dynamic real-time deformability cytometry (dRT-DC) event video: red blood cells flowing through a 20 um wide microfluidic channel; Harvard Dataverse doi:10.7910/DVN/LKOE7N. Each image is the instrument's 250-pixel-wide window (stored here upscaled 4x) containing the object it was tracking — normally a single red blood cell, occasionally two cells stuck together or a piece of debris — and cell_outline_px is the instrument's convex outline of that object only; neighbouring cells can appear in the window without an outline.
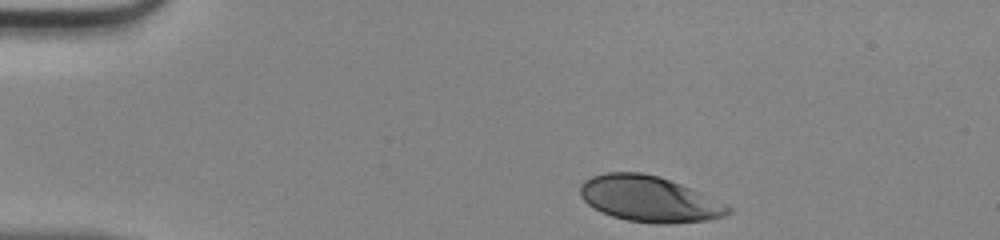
{"species": "human", "species_latin": "Homo sapiens", "temperature_condition": "room temperature", "stored_images_in_passage": 33, "camera_frame_rate_fps": 3000, "um_per_image_px": 0.085, "donor": {"sex": "male"}, "frame": {"image": 1, "passage_image": 1, "time_ms": 0.0, "image_size_px": [1000, 240], "cell_outline_px": [[732, 212], [724, 216], [708, 220], [668, 224], [656, 224], [628, 220], [612, 216], [600, 212], [592, 208], [580, 196], [580, 184], [584, 180], [592, 176], [608, 172], [640, 172], [660, 176], [700, 192], [728, 204], [732, 208]], "centroid_in_image_um": [55.18, 16.91], "position_along_channel_um": 29.8, "area_um2": 39.71}}
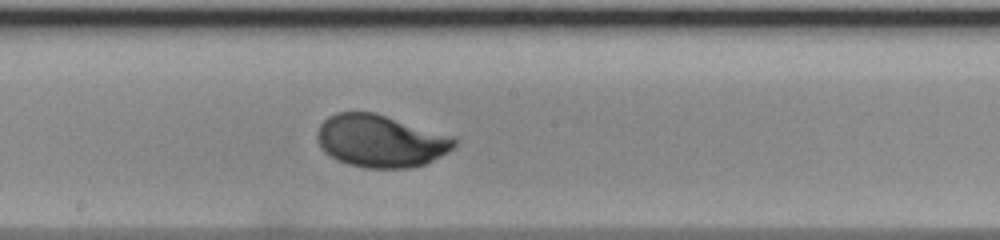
{"frame": {"image": 2, "passage_image": 19, "time_ms": 6.0, "image_size_px": [1000, 240], "cell_outline_px": [[460, 140], [448, 152], [424, 164], [408, 168], [364, 168], [348, 164], [324, 152], [320, 148], [316, 140], [316, 132], [320, 124], [328, 116], [336, 112], [376, 112], [456, 136]], "centroid_in_image_um": [32.37, 11.96], "position_along_channel_um": 215.8, "area_um2": 42.48}}
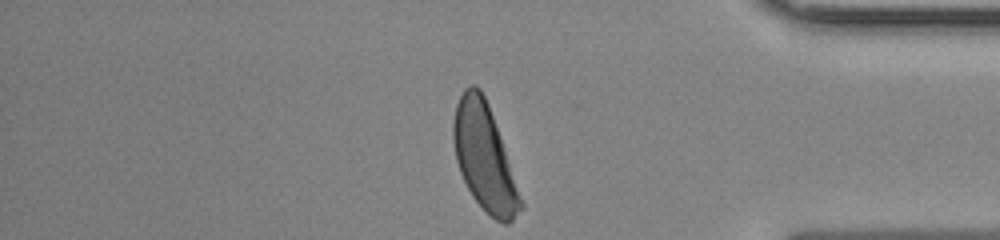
{"frame": {"image": 3, "passage_image": 33, "time_ms": 10.667, "image_size_px": [1000, 240], "cell_outline_px": [[524, 208], [508, 224], [504, 224], [496, 220], [472, 196], [460, 172], [456, 160], [452, 140], [452, 120], [456, 104], [464, 88], [472, 84], [476, 84], [480, 88], [488, 104], [500, 136], [524, 204]], "centroid_in_image_um": [41.15, 13.35], "position_along_channel_um": 394.0, "area_um2": 41.33}}